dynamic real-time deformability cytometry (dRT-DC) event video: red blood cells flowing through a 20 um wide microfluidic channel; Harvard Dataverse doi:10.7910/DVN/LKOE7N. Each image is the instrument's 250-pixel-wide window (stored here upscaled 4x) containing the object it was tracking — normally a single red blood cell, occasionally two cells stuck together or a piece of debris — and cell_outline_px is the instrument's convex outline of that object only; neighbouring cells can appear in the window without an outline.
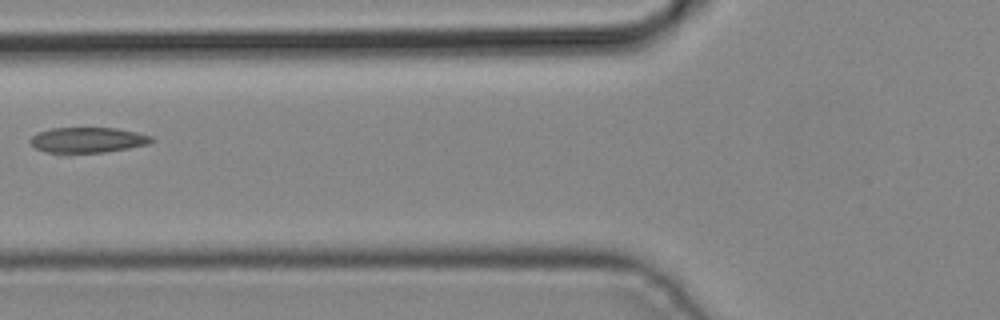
{"species": "common noctule bat (a hibernating species)", "species_latin": "Nyctalus noctula", "temperature_condition": "cold", "stored_images_in_passage": 5, "camera_frame_rate_fps": 3000, "um_per_image_px": 0.085, "animal": {"sex": "male", "body_mass_g": 19.2, "forearm_length_mm": 51.8}, "frame": {"image": 1, "passage_image": 5, "time_ms": 1.333, "image_size_px": [1000, 320], "cell_outline_px": [[156, 140], [148, 144], [128, 148], [104, 152], [68, 156], [48, 152], [36, 148], [28, 140], [36, 132], [52, 128], [116, 128], [136, 132], [152, 136]], "centroid_in_image_um": [7.41, 11.93], "position_along_channel_um": 118.4, "area_um2": 18.61}}